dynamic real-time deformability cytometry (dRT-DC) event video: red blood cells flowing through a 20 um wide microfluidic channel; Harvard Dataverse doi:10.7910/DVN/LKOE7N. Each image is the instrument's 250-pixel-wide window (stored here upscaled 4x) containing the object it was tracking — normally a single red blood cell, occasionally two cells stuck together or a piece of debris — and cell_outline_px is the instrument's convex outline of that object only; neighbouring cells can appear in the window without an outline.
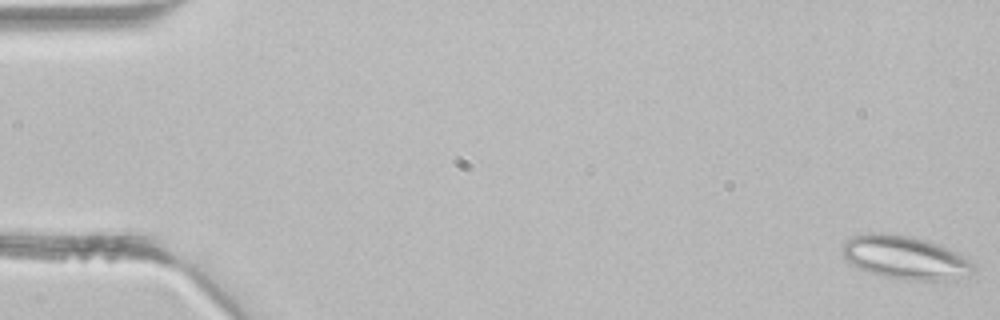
{"species": "common noctule bat (a hibernating species)", "species_latin": "Nyctalus noctula", "temperature_condition": "room temperature", "stored_images_in_passage": 44, "segment_of_instrument_passage": [1, 2], "camera_frame_rate_fps": 3000, "um_per_image_px": 0.085, "animal": {"sex": "male", "body_mass_g": 21.5, "forearm_length_mm": 52.0}, "frame": {"image": 1, "passage_image": 1, "time_ms": 0.0, "image_size_px": [1000, 320], "cell_outline_px": [[976, 268], [968, 276], [956, 280], [912, 280], [884, 276], [860, 268], [848, 260], [840, 252], [840, 248], [852, 236], [868, 232], [888, 232], [912, 236], [928, 240], [940, 244], [956, 252], [976, 264]], "centroid_in_image_um": [76.99, 21.87], "position_along_channel_um": 8.0, "area_um2": 33.35}}
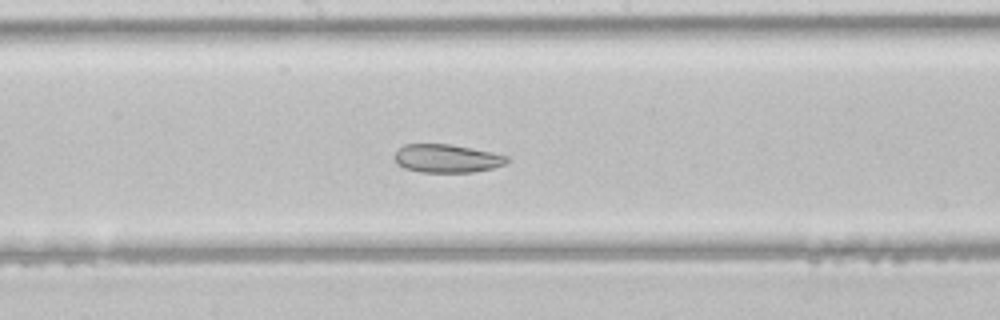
{"frame": {"image": 2, "passage_image": 23, "time_ms": 7.333, "image_size_px": [1000, 320], "cell_outline_px": [[508, 160], [504, 164], [492, 168], [472, 172], [420, 172], [404, 168], [392, 156], [396, 148], [404, 144], [452, 144], [492, 152], [508, 156]], "centroid_in_image_um": [37.94, 13.45], "position_along_channel_um": 210.3, "area_um2": 18.61}}
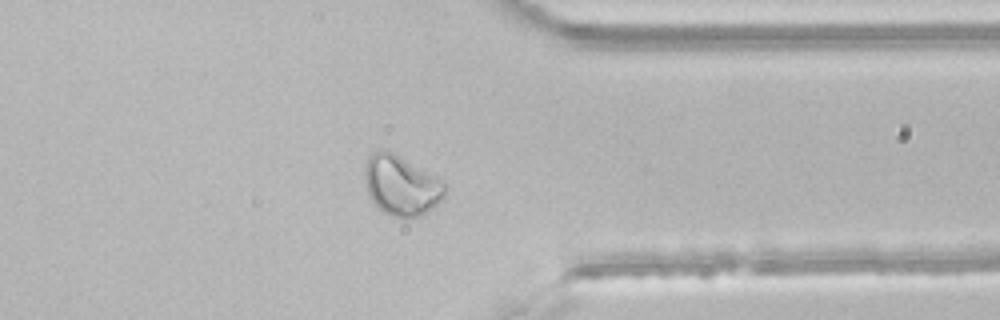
{"frame": {"image": 3, "passage_image": 34, "time_ms": 11.0, "image_size_px": [1000, 320], "cell_outline_px": [[448, 188], [444, 200], [420, 216], [404, 220], [392, 216], [384, 212], [372, 200], [368, 192], [364, 172], [368, 156], [372, 152], [392, 152], [444, 180]], "centroid_in_image_um": [34.18, 15.8], "position_along_channel_um": 377.2, "area_um2": 28.09}}